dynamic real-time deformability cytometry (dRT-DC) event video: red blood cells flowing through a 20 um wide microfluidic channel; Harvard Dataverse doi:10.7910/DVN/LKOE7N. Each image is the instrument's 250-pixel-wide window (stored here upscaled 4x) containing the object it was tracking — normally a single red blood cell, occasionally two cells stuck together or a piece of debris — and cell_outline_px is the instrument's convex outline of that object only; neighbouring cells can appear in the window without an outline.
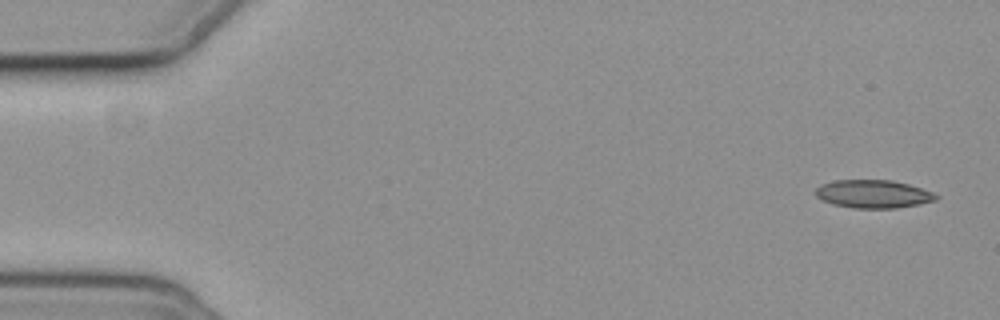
{"species": "common noctule bat (a hibernating species)", "species_latin": "Nyctalus noctula", "temperature_condition": "cold", "stored_images_in_passage": 4, "camera_frame_rate_fps": 3000, "um_per_image_px": 0.085, "animal": {"sex": "female", "body_mass_g": 19.3, "forearm_length_mm": 54.1}, "frame": {"image": 1, "passage_image": 1, "time_ms": 0.0, "image_size_px": [1000, 320], "cell_outline_px": [[940, 196], [936, 200], [920, 204], [896, 208], [852, 208], [832, 204], [816, 196], [816, 188], [820, 184], [836, 180], [892, 180], [908, 184], [932, 192]], "centroid_in_image_um": [74.23, 16.49], "position_along_channel_um": 10.8, "area_um2": 19.71}}
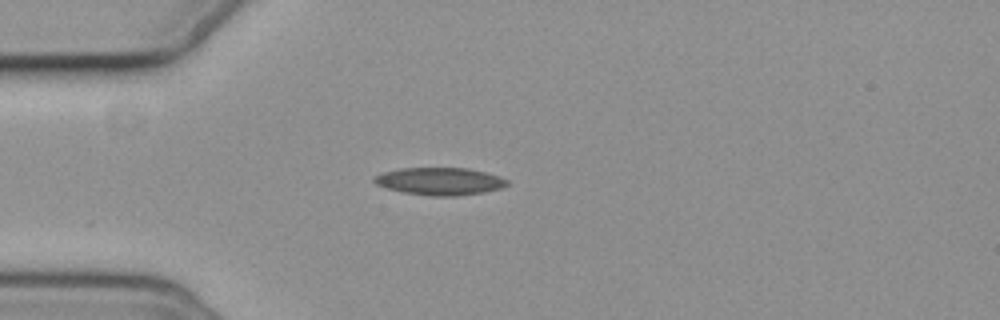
{"frame": {"image": 2, "passage_image": 4, "time_ms": 4.333, "image_size_px": [1000, 320], "cell_outline_px": [[508, 184], [500, 188], [484, 192], [456, 196], [432, 196], [404, 192], [388, 188], [376, 184], [372, 180], [372, 176], [384, 172], [400, 168], [468, 168], [500, 176], [508, 180]], "centroid_in_image_um": [37.37, 15.4], "position_along_channel_um": 47.6, "area_um2": 21.21}}